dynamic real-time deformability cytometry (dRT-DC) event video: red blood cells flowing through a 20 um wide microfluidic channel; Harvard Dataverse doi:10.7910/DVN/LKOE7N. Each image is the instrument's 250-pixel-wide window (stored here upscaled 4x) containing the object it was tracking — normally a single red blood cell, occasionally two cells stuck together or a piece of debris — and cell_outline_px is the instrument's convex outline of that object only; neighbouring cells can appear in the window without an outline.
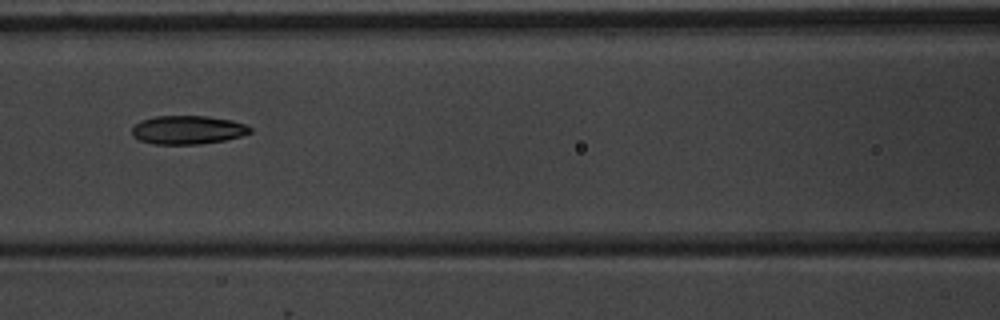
{"species": "common noctule bat (a hibernating species)", "species_latin": "Nyctalus noctula", "temperature_condition": "warm", "stored_images_in_passage": 7, "camera_frame_rate_fps": 3000, "um_per_image_px": 0.085, "animal": {"sex": "male", "body_mass_g": 20.1, "forearm_length_mm": 53.5}, "frame": {"image": 1, "passage_image": 5, "time_ms": 4.667, "image_size_px": [1000, 320], "cell_outline_px": [[252, 132], [240, 136], [224, 140], [200, 144], [152, 144], [140, 140], [132, 136], [132, 128], [140, 120], [156, 116], [208, 116], [232, 120], [244, 124], [252, 128]], "centroid_in_image_um": [15.95, 11.04], "position_along_channel_um": 150.7, "area_um2": 19.71}}
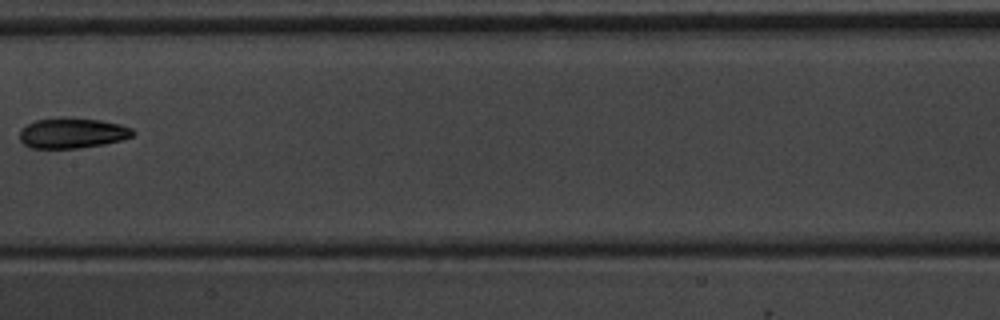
{"frame": {"image": 2, "passage_image": 6, "time_ms": 6.0, "image_size_px": [1000, 320], "cell_outline_px": [[136, 132], [132, 136], [120, 140], [104, 144], [80, 148], [32, 148], [24, 144], [20, 140], [20, 128], [36, 120], [60, 116], [64, 116], [100, 120], [120, 124], [132, 128]], "centroid_in_image_um": [6.13, 11.29], "position_along_channel_um": 201.3, "area_um2": 20.29}}
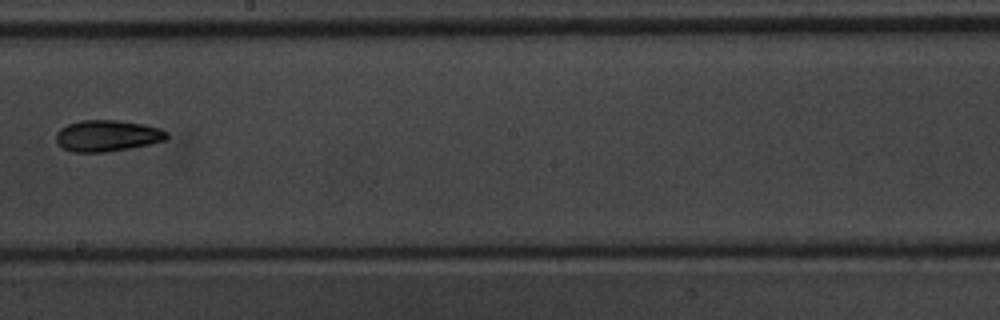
{"frame": {"image": 3, "passage_image": 7, "time_ms": 7.0, "image_size_px": [1000, 320], "cell_outline_px": [[168, 136], [164, 140], [148, 144], [128, 148], [104, 152], [72, 152], [64, 148], [56, 140], [56, 132], [60, 128], [68, 124], [80, 120], [116, 120], [144, 124], [160, 128], [168, 132]], "centroid_in_image_um": [9.1, 11.53], "position_along_channel_um": 239.1, "area_um2": 20.06}}